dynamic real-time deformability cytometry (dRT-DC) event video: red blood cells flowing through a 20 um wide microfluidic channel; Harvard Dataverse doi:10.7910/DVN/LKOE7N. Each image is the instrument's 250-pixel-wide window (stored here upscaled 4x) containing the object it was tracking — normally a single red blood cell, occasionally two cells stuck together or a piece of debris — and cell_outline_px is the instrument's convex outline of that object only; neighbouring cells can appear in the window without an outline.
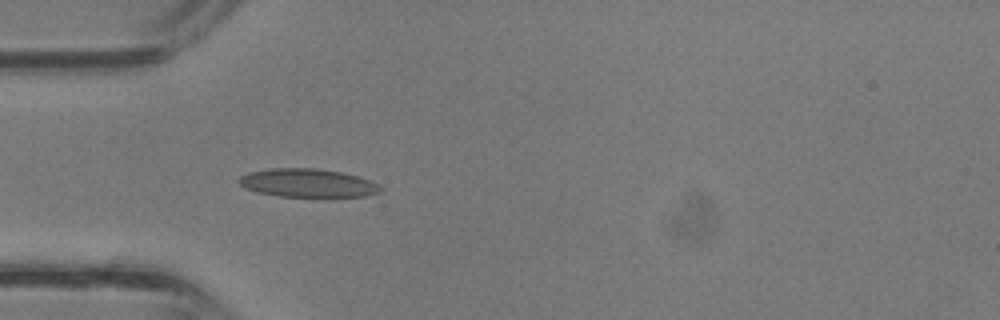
{"species": "common noctule bat (a hibernating species)", "species_latin": "Nyctalus noctula", "temperature_condition": "room temperature", "stored_images_in_passage": 22, "camera_frame_rate_fps": 3000, "um_per_image_px": 0.085, "animal": {"sex": "male", "body_mass_g": 13.3}, "frame": {"image": 1, "passage_image": 3, "time_ms": 0.667, "image_size_px": [1000, 320], "cell_outline_px": [[384, 188], [380, 192], [364, 196], [276, 196], [260, 192], [248, 188], [240, 184], [236, 180], [240, 176], [252, 172], [272, 168], [312, 168], [340, 172], [356, 176], [368, 180]], "centroid_in_image_um": [26.15, 15.55], "position_along_channel_um": 58.9, "area_um2": 22.89}}
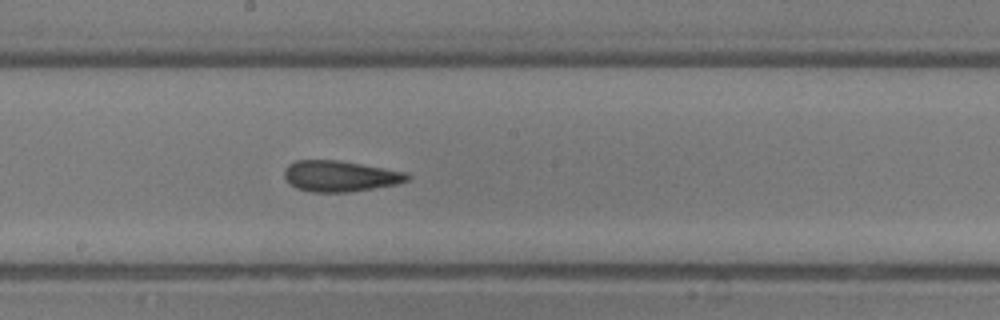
{"frame": {"image": 2, "passage_image": 12, "time_ms": 3.667, "image_size_px": [1000, 320], "cell_outline_px": [[412, 176], [408, 180], [396, 184], [348, 192], [312, 192], [296, 188], [288, 184], [284, 176], [284, 168], [288, 164], [296, 160], [340, 160], [404, 172]], "centroid_in_image_um": [28.84, 14.97], "position_along_channel_um": 219.4, "area_um2": 22.14}}
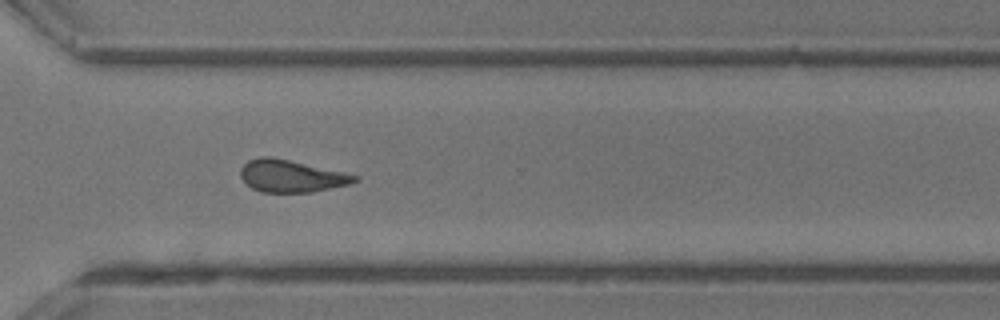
{"frame": {"image": 3, "passage_image": 19, "time_ms": 6.0, "image_size_px": [1000, 320], "cell_outline_px": [[360, 180], [348, 184], [312, 192], [260, 192], [252, 188], [240, 176], [240, 168], [248, 160], [260, 156], [272, 156], [360, 176]], "centroid_in_image_um": [24.73, 14.96], "position_along_channel_um": 345.9, "area_um2": 21.33}}